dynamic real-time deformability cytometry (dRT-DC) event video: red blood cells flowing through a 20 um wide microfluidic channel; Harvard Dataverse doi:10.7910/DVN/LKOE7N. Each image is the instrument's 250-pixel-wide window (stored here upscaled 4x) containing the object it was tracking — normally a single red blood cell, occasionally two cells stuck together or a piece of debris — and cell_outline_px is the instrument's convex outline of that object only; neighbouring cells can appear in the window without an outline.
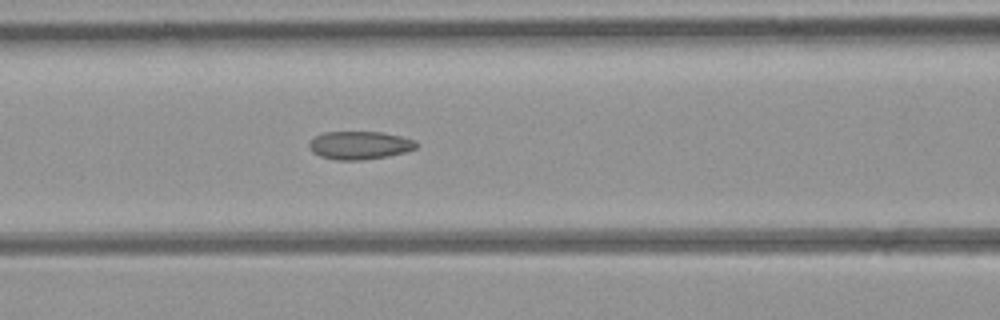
{"species": "common noctule bat (a hibernating species)", "species_latin": "Nyctalus noctula", "temperature_condition": "room temperature", "stored_images_in_passage": 5, "camera_frame_rate_fps": 3000, "um_per_image_px": 0.085, "animal": {"sex": "female", "body_mass_g": 21.9}, "frame": {"image": 1, "passage_image": 5, "time_ms": 4.667, "image_size_px": [1000, 320], "cell_outline_px": [[420, 144], [416, 148], [404, 152], [388, 156], [360, 160], [336, 160], [320, 156], [312, 152], [308, 148], [308, 144], [316, 136], [324, 132], [380, 132], [400, 136], [416, 140]], "centroid_in_image_um": [30.58, 12.35], "position_along_channel_um": 136.0, "area_um2": 17.57}}